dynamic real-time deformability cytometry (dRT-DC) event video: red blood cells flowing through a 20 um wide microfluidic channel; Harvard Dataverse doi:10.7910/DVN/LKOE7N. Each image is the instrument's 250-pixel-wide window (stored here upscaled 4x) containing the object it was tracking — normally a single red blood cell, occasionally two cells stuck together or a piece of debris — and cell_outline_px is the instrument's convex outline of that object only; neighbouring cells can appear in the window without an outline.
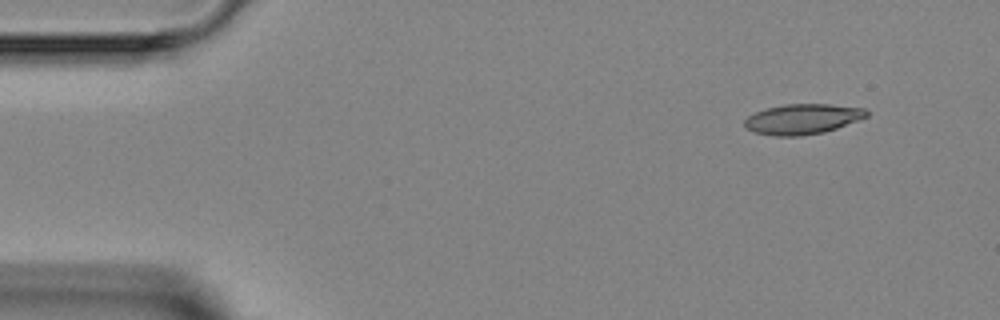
{"species": "Egyptian fruit bat (a non-hibernating species)", "species_latin": "Rousettus aegyptiacus", "temperature_condition": "room temperature", "stored_images_in_passage": 6, "camera_frame_rate_fps": 3000, "um_per_image_px": 0.085, "animal": {"sex": "female"}, "frame": {"image": 1, "passage_image": 1, "time_ms": 0.0, "image_size_px": [1000, 320], "cell_outline_px": [[868, 116], [836, 128], [824, 132], [800, 136], [776, 136], [756, 132], [748, 128], [744, 124], [744, 120], [748, 116], [756, 112], [768, 108], [784, 104], [828, 104], [864, 108], [868, 112]], "centroid_in_image_um": [68.22, 10.11], "position_along_channel_um": 16.8, "area_um2": 21.21}}
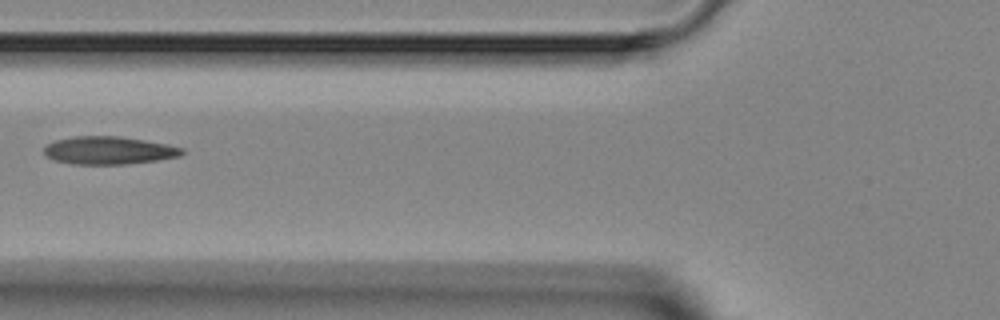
{"frame": {"image": 2, "passage_image": 5, "time_ms": 4.667, "image_size_px": [1000, 320], "cell_outline_px": [[184, 152], [180, 156], [156, 160], [128, 164], [72, 164], [52, 160], [44, 156], [44, 148], [48, 144], [56, 140], [72, 136], [120, 136], [168, 144], [184, 148]], "centroid_in_image_um": [9.23, 12.78], "position_along_channel_um": 116.6, "area_um2": 22.54}}
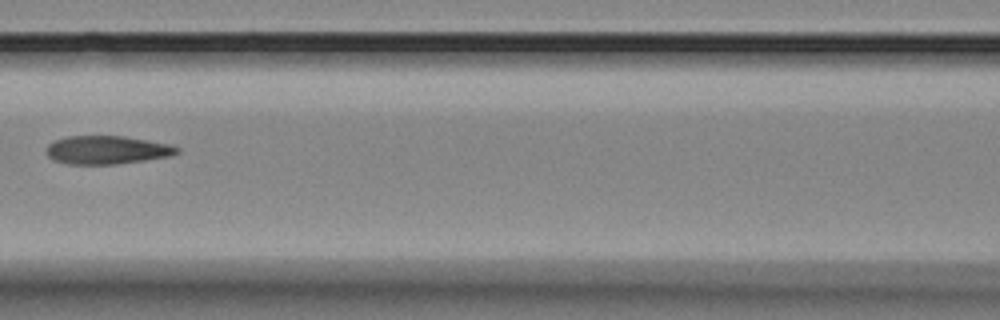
{"frame": {"image": 3, "passage_image": 6, "time_ms": 5.667, "image_size_px": [1000, 320], "cell_outline_px": [[180, 152], [172, 156], [116, 164], [68, 164], [52, 160], [44, 152], [44, 148], [52, 140], [68, 136], [124, 136], [172, 144], [180, 148]], "centroid_in_image_um": [9.07, 12.74], "position_along_channel_um": 157.5, "area_um2": 21.96}}